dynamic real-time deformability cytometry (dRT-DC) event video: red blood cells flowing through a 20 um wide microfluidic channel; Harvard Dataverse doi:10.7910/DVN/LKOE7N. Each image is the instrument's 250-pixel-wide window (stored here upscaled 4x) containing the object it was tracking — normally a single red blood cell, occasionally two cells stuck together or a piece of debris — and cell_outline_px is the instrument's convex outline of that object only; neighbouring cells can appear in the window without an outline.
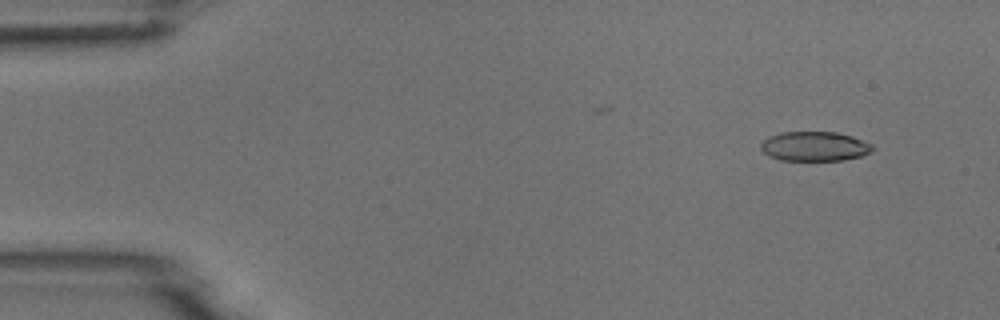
{"species": "common noctule bat (a hibernating species)", "species_latin": "Nyctalus noctula", "temperature_condition": "room temperature", "stored_images_in_passage": 6, "camera_frame_rate_fps": 3000, "um_per_image_px": 0.085, "animal": {"sex": "male", "body_mass_g": 18.8}, "frame": {"image": 1, "passage_image": 1, "time_ms": 0.0, "image_size_px": [1000, 320], "cell_outline_px": [[872, 152], [860, 156], [844, 160], [780, 160], [768, 156], [760, 148], [760, 144], [768, 136], [780, 132], [836, 132], [852, 136], [872, 144]], "centroid_in_image_um": [69.21, 12.43], "position_along_channel_um": 15.8, "area_um2": 19.25}}